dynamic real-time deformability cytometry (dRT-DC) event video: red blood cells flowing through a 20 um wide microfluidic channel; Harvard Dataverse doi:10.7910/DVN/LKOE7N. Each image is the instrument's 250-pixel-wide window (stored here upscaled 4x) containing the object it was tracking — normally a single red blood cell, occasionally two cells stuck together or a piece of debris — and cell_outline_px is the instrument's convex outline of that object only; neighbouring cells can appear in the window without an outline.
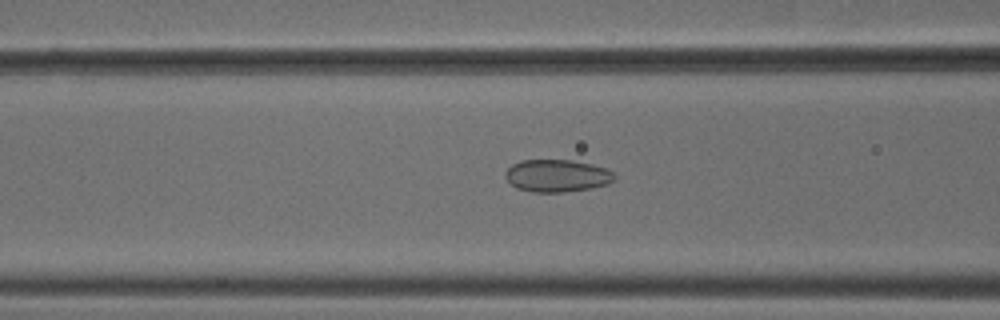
{"species": "common noctule bat (a hibernating species)", "species_latin": "Nyctalus noctula", "temperature_condition": "cold", "stored_images_in_passage": 52, "camera_frame_rate_fps": 3000, "um_per_image_px": 0.085, "animal": {"sex": "male", "body_mass_g": 18.8}, "frame": {"image": 1, "passage_image": 20, "time_ms": 6.333, "image_size_px": [1000, 320], "cell_outline_px": [[616, 176], [608, 184], [592, 188], [564, 192], [532, 192], [516, 188], [504, 176], [504, 172], [512, 164], [520, 160], [572, 160], [592, 164], [608, 168]], "centroid_in_image_um": [47.34, 14.93], "position_along_channel_um": 119.3, "area_um2": 20.75}}
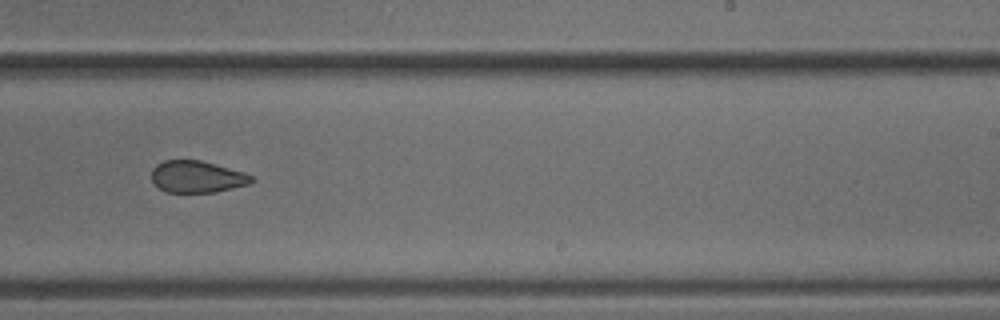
{"frame": {"image": 2, "passage_image": 32, "time_ms": 10.333, "image_size_px": [1000, 320], "cell_outline_px": [[256, 180], [248, 184], [216, 192], [164, 192], [152, 184], [152, 168], [156, 164], [164, 160], [200, 160], [244, 172], [252, 176]], "centroid_in_image_um": [16.71, 15.03], "position_along_channel_um": 272.3, "area_um2": 18.67}}
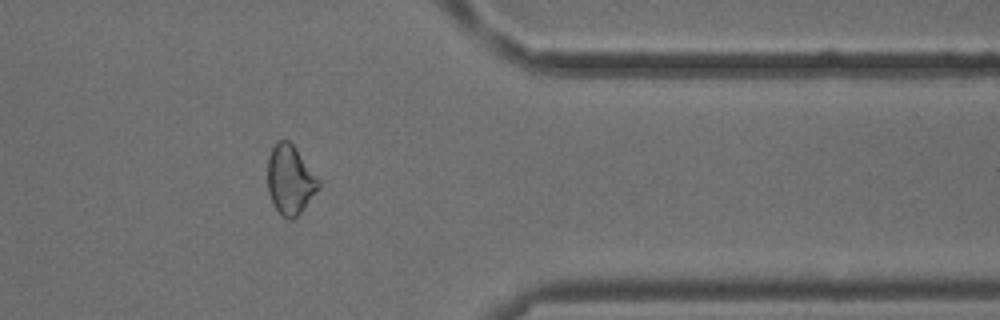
{"frame": {"image": 3, "passage_image": 42, "time_ms": 13.667, "image_size_px": [1000, 320], "cell_outline_px": [[320, 188], [304, 208], [292, 220], [288, 220], [276, 208], [268, 192], [268, 156], [272, 148], [280, 140], [288, 140], [292, 144], [320, 180]], "centroid_in_image_um": [24.67, 15.29], "position_along_channel_um": 386.7, "area_um2": 20.23}, "authors_computed_cell_mechanics": {"area_um2": 20.9236, "velocity_mm_per_s": 3.8222, "shape_relaxation_time_tau1_ms": null, "shape_relaxation_time_tau2_ms": 1.8397, "deformation_change_tau1": null, "deformation_change_tau2": 0.0771}}